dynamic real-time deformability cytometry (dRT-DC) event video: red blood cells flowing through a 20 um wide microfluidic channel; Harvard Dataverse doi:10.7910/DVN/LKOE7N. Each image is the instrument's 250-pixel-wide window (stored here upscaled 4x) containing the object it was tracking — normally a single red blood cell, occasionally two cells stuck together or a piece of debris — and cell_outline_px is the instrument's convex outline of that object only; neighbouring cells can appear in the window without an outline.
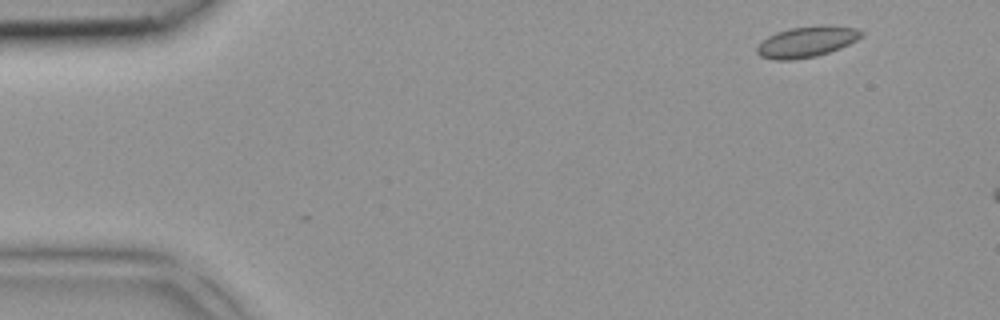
{"species": "common noctule bat (a hibernating species)", "species_latin": "Nyctalus noctula", "temperature_condition": "room temperature", "stored_images_in_passage": 2, "camera_frame_rate_fps": 3000, "um_per_image_px": 0.085, "animal": {"sex": "female", "body_mass_g": 18.4}, "frame": {"image": 1, "passage_image": 1, "time_ms": 0.0, "image_size_px": [1000, 320], "cell_outline_px": [[864, 32], [856, 40], [840, 48], [816, 56], [792, 60], [776, 60], [760, 56], [756, 52], [756, 48], [768, 36], [776, 32], [792, 28], [856, 28]], "centroid_in_image_um": [68.49, 3.61], "position_along_channel_um": 16.5, "area_um2": 17.69}}